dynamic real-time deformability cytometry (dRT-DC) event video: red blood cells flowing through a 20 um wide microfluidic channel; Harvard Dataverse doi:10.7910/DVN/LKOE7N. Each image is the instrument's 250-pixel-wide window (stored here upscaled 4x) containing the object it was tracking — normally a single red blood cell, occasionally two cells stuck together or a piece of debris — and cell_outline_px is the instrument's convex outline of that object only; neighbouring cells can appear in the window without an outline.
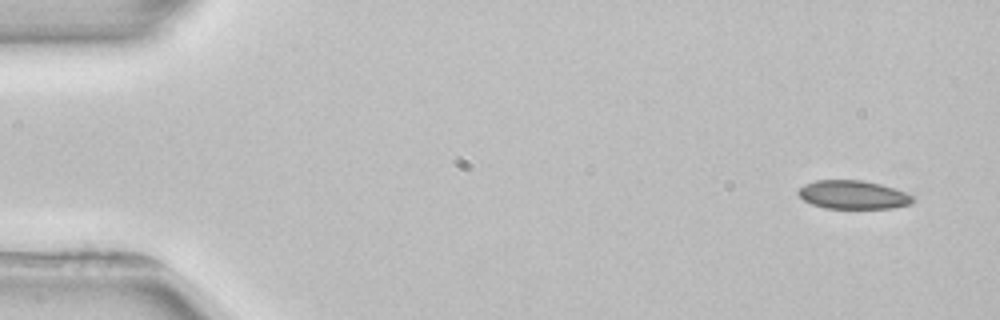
{"species": "common noctule bat (a hibernating species)", "species_latin": "Nyctalus noctula", "temperature_condition": "room temperature", "stored_images_in_passage": 3, "camera_frame_rate_fps": 3000, "um_per_image_px": 0.085, "animal": {"sex": "female", "body_mass_g": 22.7, "forearm_length_mm": 54.2}, "frame": {"image": 1, "passage_image": 1, "time_ms": 0.0, "image_size_px": [1000, 320], "cell_outline_px": [[912, 200], [908, 204], [892, 208], [824, 208], [812, 204], [804, 200], [796, 192], [804, 184], [816, 180], [864, 180], [880, 184], [904, 192], [912, 196]], "centroid_in_image_um": [72.45, 16.55], "position_along_channel_um": 12.6, "area_um2": 18.79}}